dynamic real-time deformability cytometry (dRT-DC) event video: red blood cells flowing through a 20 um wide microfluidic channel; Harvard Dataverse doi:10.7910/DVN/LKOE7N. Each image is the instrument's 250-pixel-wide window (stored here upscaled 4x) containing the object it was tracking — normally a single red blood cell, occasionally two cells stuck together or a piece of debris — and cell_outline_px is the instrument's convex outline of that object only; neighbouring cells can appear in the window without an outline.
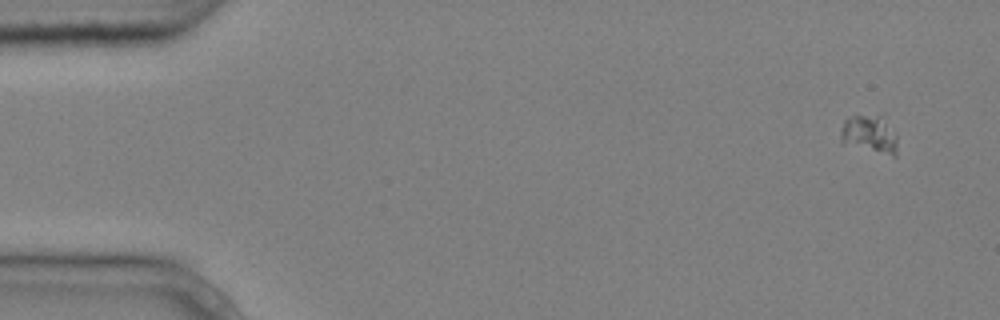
{"species": "common noctule bat (a hibernating species)", "species_latin": "Nyctalus noctula", "temperature_condition": "cold", "stored_images_in_passage": 10, "camera_frame_rate_fps": 3000, "um_per_image_px": 0.085, "animal": {"sex": "male", "body_mass_g": 20.4}, "frame": {"image": 1, "passage_image": 1, "time_ms": 0.0, "image_size_px": [1000, 320], "cell_outline_px": [[896, 156], [892, 156], [840, 144], [840, 132], [844, 120], [848, 116], [880, 112], [884, 112], [896, 136]], "centroid_in_image_um": [73.89, 11.34], "position_along_channel_um": 11.1, "area_um2": 13.47}}
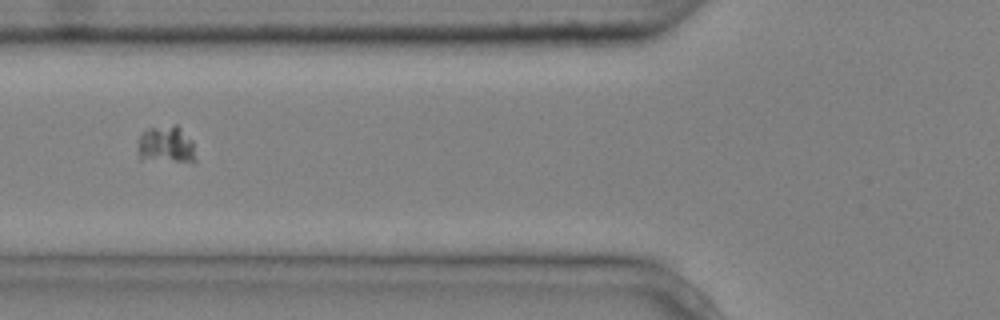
{"frame": {"image": 2, "passage_image": 6, "time_ms": 1.667, "image_size_px": [1000, 320], "cell_outline_px": [[196, 164], [192, 164], [140, 160], [140, 136], [148, 128], [176, 124], [192, 140], [196, 160]], "centroid_in_image_um": [14.19, 12.37], "position_along_channel_um": 111.6, "area_um2": 12.89}}
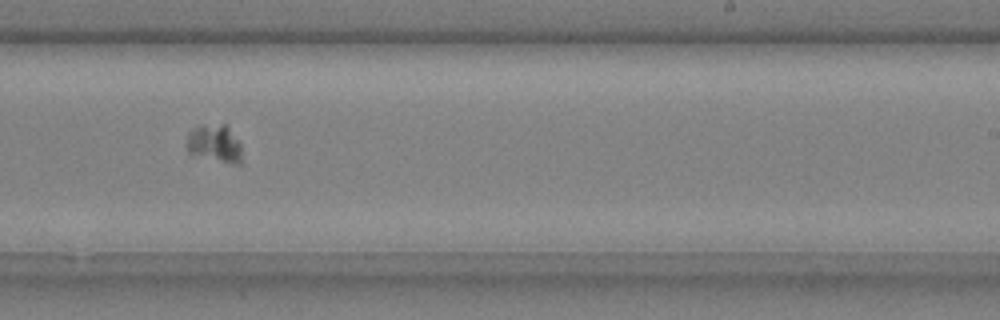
{"frame": {"image": 3, "passage_image": 10, "time_ms": 3.0, "image_size_px": [1000, 320], "cell_outline_px": [[240, 164], [236, 164], [188, 152], [188, 132], [192, 128], [224, 124], [228, 128], [240, 144]], "centroid_in_image_um": [18.25, 12.19], "position_along_channel_um": 270.8, "area_um2": 11.21}}